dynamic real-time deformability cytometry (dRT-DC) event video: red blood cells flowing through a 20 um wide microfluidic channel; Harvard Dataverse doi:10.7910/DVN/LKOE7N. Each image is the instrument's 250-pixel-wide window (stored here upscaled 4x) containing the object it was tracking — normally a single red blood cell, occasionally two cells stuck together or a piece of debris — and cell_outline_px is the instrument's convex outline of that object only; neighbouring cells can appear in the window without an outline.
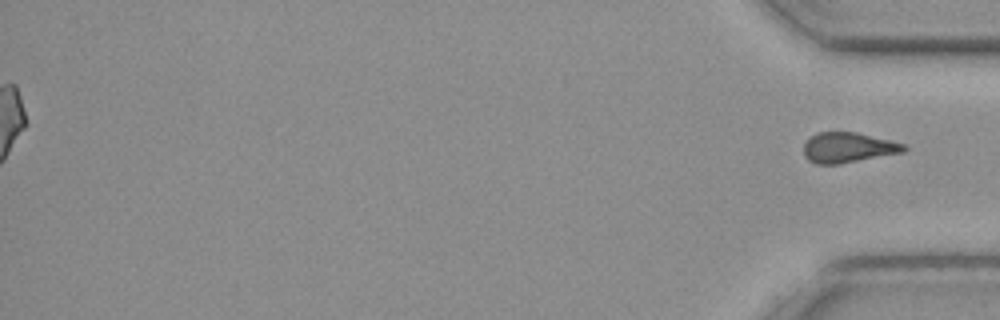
{"species": "common noctule bat (a hibernating species)", "species_latin": "Nyctalus noctula", "temperature_condition": "cold", "stored_images_in_passage": 51, "segment_of_instrument_passage": [2, 2], "camera_frame_rate_fps": 3000, "um_per_image_px": 0.085, "animal": {"sex": "female", "body_mass_g": 19.3, "forearm_length_mm": 54.1}, "frame": {"image": 1, "passage_image": 51, "time_ms": 16.667, "image_size_px": [1000, 320], "cell_outline_px": [[908, 148], [904, 152], [840, 164], [816, 164], [808, 160], [804, 156], [804, 144], [808, 136], [816, 132], [856, 132], [908, 144]], "centroid_in_image_um": [72.09, 12.54], "position_along_channel_um": 363.1, "area_um2": 17.98}}